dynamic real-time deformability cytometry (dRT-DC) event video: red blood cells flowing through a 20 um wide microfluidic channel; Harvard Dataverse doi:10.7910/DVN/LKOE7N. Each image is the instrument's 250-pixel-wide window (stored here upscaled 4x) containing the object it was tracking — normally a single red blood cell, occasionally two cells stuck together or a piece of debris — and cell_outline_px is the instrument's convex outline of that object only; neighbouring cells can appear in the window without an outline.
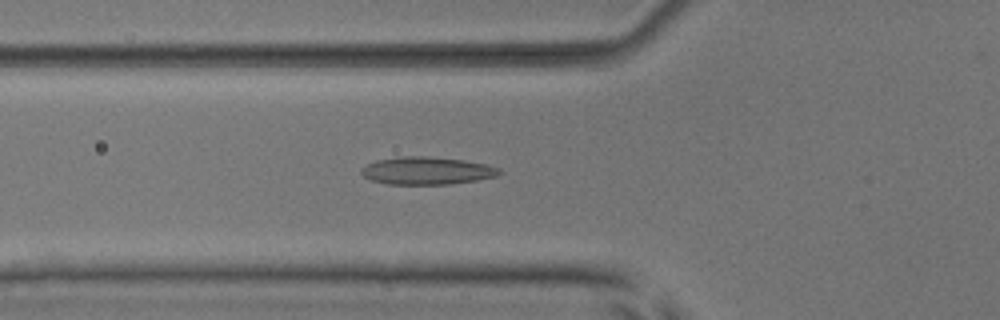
{"species": "common noctule bat (a hibernating species)", "species_latin": "Nyctalus noctula", "temperature_condition": "room temperature", "stored_images_in_passage": 52, "camera_frame_rate_fps": 3000, "um_per_image_px": 0.085, "animal": {"sex": "male", "body_mass_g": 17.9, "forearm_length_mm": 54.2}, "frame": {"image": 1, "passage_image": 19, "time_ms": 6.0, "image_size_px": [1000, 320], "cell_outline_px": [[500, 172], [496, 176], [476, 180], [448, 184], [388, 184], [372, 180], [364, 176], [360, 172], [360, 168], [376, 160], [400, 156], [424, 156], [464, 160], [484, 164], [500, 168]], "centroid_in_image_um": [36.24, 14.5], "position_along_channel_um": 89.6, "area_um2": 22.02}}
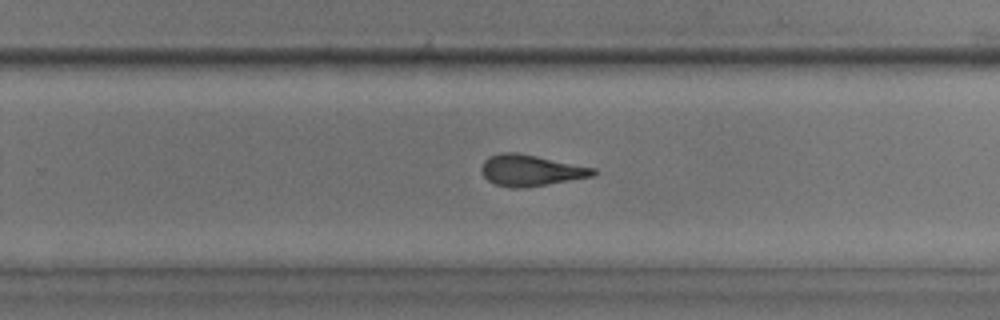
{"frame": {"image": 2, "passage_image": 34, "time_ms": 11.0, "image_size_px": [1000, 320], "cell_outline_px": [[600, 172], [592, 176], [524, 188], [512, 188], [496, 184], [488, 180], [480, 172], [480, 168], [484, 160], [488, 156], [500, 152], [516, 152], [596, 168]], "centroid_in_image_um": [45.09, 14.47], "position_along_channel_um": 284.7, "area_um2": 20.35}}
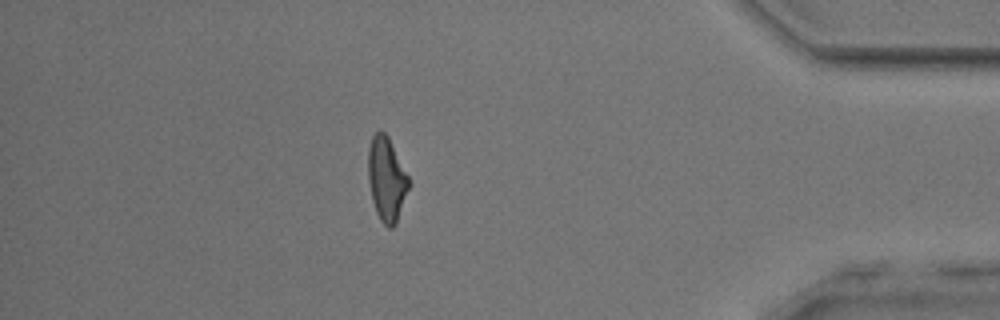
{"frame": {"image": 3, "passage_image": 46, "time_ms": 15.0, "image_size_px": [1000, 320], "cell_outline_px": [[412, 184], [396, 224], [392, 228], [388, 228], [380, 220], [376, 212], [372, 200], [368, 180], [368, 148], [372, 136], [380, 128], [388, 136]], "centroid_in_image_um": [32.87, 15.24], "position_along_channel_um": 402.3, "area_um2": 20.23}, "authors_computed_cell_mechanics": {"area_um2": 20.519, "velocity_mm_per_s": 3.9128, "shape_relaxation_time_tau1_ms": null, "shape_relaxation_time_tau2_ms": 1.9881, "deformation_change_tau1": null, "deformation_change_tau2": 0.114}}